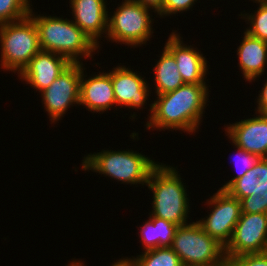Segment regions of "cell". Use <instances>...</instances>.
<instances>
[{"label": "cell", "instance_id": "7a4b0ae2", "mask_svg": "<svg viewBox=\"0 0 267 266\" xmlns=\"http://www.w3.org/2000/svg\"><path fill=\"white\" fill-rule=\"evenodd\" d=\"M34 13L31 7L29 16L36 24L41 50L64 56L71 63H83L82 58H92L100 49L71 19Z\"/></svg>", "mask_w": 267, "mask_h": 266}, {"label": "cell", "instance_id": "ffe728a7", "mask_svg": "<svg viewBox=\"0 0 267 266\" xmlns=\"http://www.w3.org/2000/svg\"><path fill=\"white\" fill-rule=\"evenodd\" d=\"M160 59L153 67L155 94L162 95L184 85L174 56L164 47Z\"/></svg>", "mask_w": 267, "mask_h": 266}, {"label": "cell", "instance_id": "8fae6325", "mask_svg": "<svg viewBox=\"0 0 267 266\" xmlns=\"http://www.w3.org/2000/svg\"><path fill=\"white\" fill-rule=\"evenodd\" d=\"M225 191L241 202L242 213L267 214V158H259L243 177Z\"/></svg>", "mask_w": 267, "mask_h": 266}, {"label": "cell", "instance_id": "ba28073f", "mask_svg": "<svg viewBox=\"0 0 267 266\" xmlns=\"http://www.w3.org/2000/svg\"><path fill=\"white\" fill-rule=\"evenodd\" d=\"M81 71L82 63H71L48 88L40 92L51 123H57L65 116L70 106H79Z\"/></svg>", "mask_w": 267, "mask_h": 266}, {"label": "cell", "instance_id": "6da1fadb", "mask_svg": "<svg viewBox=\"0 0 267 266\" xmlns=\"http://www.w3.org/2000/svg\"><path fill=\"white\" fill-rule=\"evenodd\" d=\"M207 85L185 83L174 91L156 95L154 102L149 104L147 130L197 132L209 102Z\"/></svg>", "mask_w": 267, "mask_h": 266}, {"label": "cell", "instance_id": "2e32d148", "mask_svg": "<svg viewBox=\"0 0 267 266\" xmlns=\"http://www.w3.org/2000/svg\"><path fill=\"white\" fill-rule=\"evenodd\" d=\"M72 21L97 45L108 31L107 0H70Z\"/></svg>", "mask_w": 267, "mask_h": 266}, {"label": "cell", "instance_id": "277c9868", "mask_svg": "<svg viewBox=\"0 0 267 266\" xmlns=\"http://www.w3.org/2000/svg\"><path fill=\"white\" fill-rule=\"evenodd\" d=\"M82 170L103 174L122 184H141L148 182L151 171L159 164L150 157L131 150H103L84 156Z\"/></svg>", "mask_w": 267, "mask_h": 266}, {"label": "cell", "instance_id": "603a6c76", "mask_svg": "<svg viewBox=\"0 0 267 266\" xmlns=\"http://www.w3.org/2000/svg\"><path fill=\"white\" fill-rule=\"evenodd\" d=\"M30 0H0V24L21 20L30 13Z\"/></svg>", "mask_w": 267, "mask_h": 266}, {"label": "cell", "instance_id": "4316f807", "mask_svg": "<svg viewBox=\"0 0 267 266\" xmlns=\"http://www.w3.org/2000/svg\"><path fill=\"white\" fill-rule=\"evenodd\" d=\"M258 99H257V109L255 111L260 114L267 115V79L266 82L263 84L262 90L259 91Z\"/></svg>", "mask_w": 267, "mask_h": 266}, {"label": "cell", "instance_id": "52a82bcc", "mask_svg": "<svg viewBox=\"0 0 267 266\" xmlns=\"http://www.w3.org/2000/svg\"><path fill=\"white\" fill-rule=\"evenodd\" d=\"M150 10L135 1L122 0L113 14H108V31L103 37L131 48L146 44L154 36Z\"/></svg>", "mask_w": 267, "mask_h": 266}, {"label": "cell", "instance_id": "d6986e66", "mask_svg": "<svg viewBox=\"0 0 267 266\" xmlns=\"http://www.w3.org/2000/svg\"><path fill=\"white\" fill-rule=\"evenodd\" d=\"M140 228V241L143 250H152L158 247H171L176 230L179 227L162 218L150 215L149 220Z\"/></svg>", "mask_w": 267, "mask_h": 266}, {"label": "cell", "instance_id": "f546056e", "mask_svg": "<svg viewBox=\"0 0 267 266\" xmlns=\"http://www.w3.org/2000/svg\"><path fill=\"white\" fill-rule=\"evenodd\" d=\"M66 266H79L74 260L70 261V263Z\"/></svg>", "mask_w": 267, "mask_h": 266}, {"label": "cell", "instance_id": "3957f363", "mask_svg": "<svg viewBox=\"0 0 267 266\" xmlns=\"http://www.w3.org/2000/svg\"><path fill=\"white\" fill-rule=\"evenodd\" d=\"M175 167L159 163L150 173L148 182L149 190L153 193L152 212L149 215L162 218L175 225H187L189 218V196L186 183Z\"/></svg>", "mask_w": 267, "mask_h": 266}, {"label": "cell", "instance_id": "ac0fdd59", "mask_svg": "<svg viewBox=\"0 0 267 266\" xmlns=\"http://www.w3.org/2000/svg\"><path fill=\"white\" fill-rule=\"evenodd\" d=\"M237 48L238 65L244 80L250 82L262 76L267 68V42L254 38L248 33Z\"/></svg>", "mask_w": 267, "mask_h": 266}, {"label": "cell", "instance_id": "5b68a950", "mask_svg": "<svg viewBox=\"0 0 267 266\" xmlns=\"http://www.w3.org/2000/svg\"><path fill=\"white\" fill-rule=\"evenodd\" d=\"M0 44L1 69L19 75L41 50L34 20L27 16L15 22L0 24Z\"/></svg>", "mask_w": 267, "mask_h": 266}, {"label": "cell", "instance_id": "f1b7e54d", "mask_svg": "<svg viewBox=\"0 0 267 266\" xmlns=\"http://www.w3.org/2000/svg\"><path fill=\"white\" fill-rule=\"evenodd\" d=\"M74 261L79 265V266H85V264L83 263L84 261H80V259L79 260H75L74 259ZM110 266H130V264L126 261V260H124V259H119L117 262H114V263H112Z\"/></svg>", "mask_w": 267, "mask_h": 266}, {"label": "cell", "instance_id": "30bf717a", "mask_svg": "<svg viewBox=\"0 0 267 266\" xmlns=\"http://www.w3.org/2000/svg\"><path fill=\"white\" fill-rule=\"evenodd\" d=\"M267 251V214L242 213L228 244L224 247L227 262L250 253Z\"/></svg>", "mask_w": 267, "mask_h": 266}, {"label": "cell", "instance_id": "484cf974", "mask_svg": "<svg viewBox=\"0 0 267 266\" xmlns=\"http://www.w3.org/2000/svg\"><path fill=\"white\" fill-rule=\"evenodd\" d=\"M198 0H163V17L189 11Z\"/></svg>", "mask_w": 267, "mask_h": 266}, {"label": "cell", "instance_id": "5bb4252c", "mask_svg": "<svg viewBox=\"0 0 267 266\" xmlns=\"http://www.w3.org/2000/svg\"><path fill=\"white\" fill-rule=\"evenodd\" d=\"M172 31L164 47L174 56L182 80L184 83L206 84L207 59L198 48L184 44L177 31Z\"/></svg>", "mask_w": 267, "mask_h": 266}, {"label": "cell", "instance_id": "9a60e30c", "mask_svg": "<svg viewBox=\"0 0 267 266\" xmlns=\"http://www.w3.org/2000/svg\"><path fill=\"white\" fill-rule=\"evenodd\" d=\"M71 64L64 56L40 50L18 75V78L41 92Z\"/></svg>", "mask_w": 267, "mask_h": 266}, {"label": "cell", "instance_id": "cb8c5ba5", "mask_svg": "<svg viewBox=\"0 0 267 266\" xmlns=\"http://www.w3.org/2000/svg\"><path fill=\"white\" fill-rule=\"evenodd\" d=\"M236 149V160L235 161V167L236 170H238L237 175H235L234 177H232L231 180H229L228 182H226L221 188H219L220 190L225 191L234 181L240 179L241 177H243L246 172L251 169L255 163L257 162V160L259 159L258 156L251 154L245 150H243L242 148L239 147H235Z\"/></svg>", "mask_w": 267, "mask_h": 266}, {"label": "cell", "instance_id": "d4e9b609", "mask_svg": "<svg viewBox=\"0 0 267 266\" xmlns=\"http://www.w3.org/2000/svg\"><path fill=\"white\" fill-rule=\"evenodd\" d=\"M230 266H267V251L236 256L228 261Z\"/></svg>", "mask_w": 267, "mask_h": 266}, {"label": "cell", "instance_id": "83f0119b", "mask_svg": "<svg viewBox=\"0 0 267 266\" xmlns=\"http://www.w3.org/2000/svg\"><path fill=\"white\" fill-rule=\"evenodd\" d=\"M141 4L143 7L153 10L160 18L163 17V0H132Z\"/></svg>", "mask_w": 267, "mask_h": 266}, {"label": "cell", "instance_id": "9c48e42d", "mask_svg": "<svg viewBox=\"0 0 267 266\" xmlns=\"http://www.w3.org/2000/svg\"><path fill=\"white\" fill-rule=\"evenodd\" d=\"M210 214L197 222L203 230L224 247L231 239L235 225L242 214L241 202L226 191L217 190L206 202Z\"/></svg>", "mask_w": 267, "mask_h": 266}, {"label": "cell", "instance_id": "7402d4cb", "mask_svg": "<svg viewBox=\"0 0 267 266\" xmlns=\"http://www.w3.org/2000/svg\"><path fill=\"white\" fill-rule=\"evenodd\" d=\"M257 2L259 7L254 13L240 14L241 18L250 24L245 30L250 36L267 42V0H251ZM243 16V17H242Z\"/></svg>", "mask_w": 267, "mask_h": 266}, {"label": "cell", "instance_id": "7c38bea8", "mask_svg": "<svg viewBox=\"0 0 267 266\" xmlns=\"http://www.w3.org/2000/svg\"><path fill=\"white\" fill-rule=\"evenodd\" d=\"M126 66H116L111 70V82L113 85L116 106L120 108L141 109L151 94L149 83L146 79Z\"/></svg>", "mask_w": 267, "mask_h": 266}, {"label": "cell", "instance_id": "44dd1931", "mask_svg": "<svg viewBox=\"0 0 267 266\" xmlns=\"http://www.w3.org/2000/svg\"><path fill=\"white\" fill-rule=\"evenodd\" d=\"M130 266H183L179 256L171 247H158L141 252L136 258L125 257Z\"/></svg>", "mask_w": 267, "mask_h": 266}, {"label": "cell", "instance_id": "e0dca14e", "mask_svg": "<svg viewBox=\"0 0 267 266\" xmlns=\"http://www.w3.org/2000/svg\"><path fill=\"white\" fill-rule=\"evenodd\" d=\"M82 63L80 80V101L79 105L85 106L90 112L104 113L116 107L113 85L111 82V71L97 72L95 75L87 77L84 75L86 69ZM87 77V79H86Z\"/></svg>", "mask_w": 267, "mask_h": 266}, {"label": "cell", "instance_id": "8992f818", "mask_svg": "<svg viewBox=\"0 0 267 266\" xmlns=\"http://www.w3.org/2000/svg\"><path fill=\"white\" fill-rule=\"evenodd\" d=\"M171 248L183 266H226L224 246L196 222L179 226Z\"/></svg>", "mask_w": 267, "mask_h": 266}, {"label": "cell", "instance_id": "4fadbf2b", "mask_svg": "<svg viewBox=\"0 0 267 266\" xmlns=\"http://www.w3.org/2000/svg\"><path fill=\"white\" fill-rule=\"evenodd\" d=\"M255 114L253 118L224 126L225 134L234 147L242 148L259 158H267V115Z\"/></svg>", "mask_w": 267, "mask_h": 266}]
</instances>
